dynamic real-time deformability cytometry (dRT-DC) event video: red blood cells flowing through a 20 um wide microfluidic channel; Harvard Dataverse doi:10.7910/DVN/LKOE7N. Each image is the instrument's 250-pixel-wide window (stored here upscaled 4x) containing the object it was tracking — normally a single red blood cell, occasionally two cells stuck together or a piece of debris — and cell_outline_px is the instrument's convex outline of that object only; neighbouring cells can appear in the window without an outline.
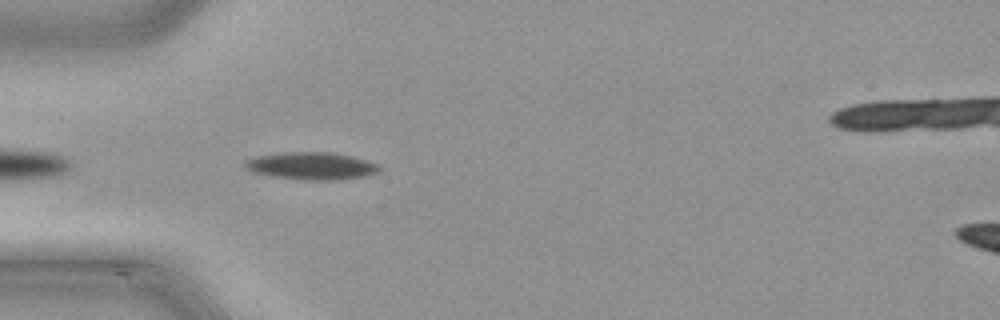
{"species": "common noctule bat (a hibernating species)", "species_latin": "Nyctalus noctula", "temperature_condition": "cold", "stored_images_in_passage": 36, "segment_of_instrument_passage": [1, 2], "camera_frame_rate_fps": 3000, "um_per_image_px": 0.085, "animal": {"sex": "male", "body_mass_g": 21.5, "forearm_length_mm": 52.0}, "frame": {"image": 1, "passage_image": 1, "time_ms": 0.0, "image_size_px": [1000, 320], "cell_outline_px": [[384, 168], [380, 172], [364, 176], [336, 180], [300, 180], [272, 176], [252, 172], [244, 168], [244, 160], [256, 156], [284, 152], [332, 152], [352, 156], [380, 164]], "centroid_in_image_um": [26.49, 14.1], "position_along_channel_um": 58.5, "area_um2": 21.85}}
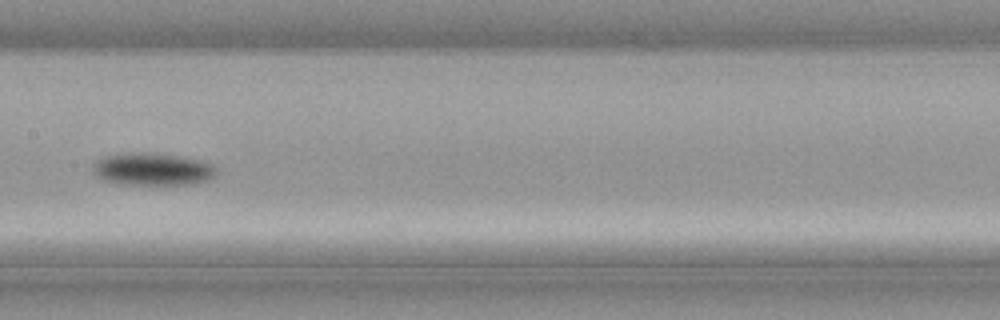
{"frame": {"image": 2, "passage_image": 11, "time_ms": 3.333, "image_size_px": [1000, 320], "cell_outline_px": [[216, 176], [192, 184], [120, 184], [100, 180], [92, 172], [92, 164], [96, 160], [104, 156], [140, 152], [176, 156], [196, 160], [212, 164], [216, 168]], "centroid_in_image_um": [12.88, 14.4], "position_along_channel_um": 194.5, "area_um2": 23.12}}
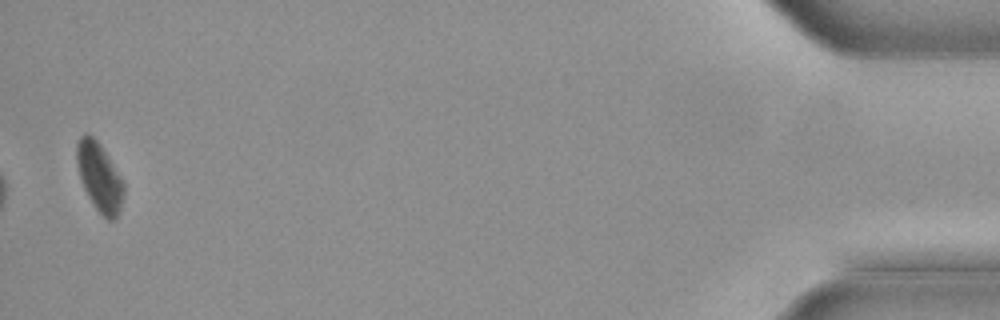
{"frame": {"image": 3, "passage_image": 34, "time_ms": 11.0, "image_size_px": [1000, 320], "cell_outline_px": [[124, 196], [116, 220], [108, 220], [96, 208], [88, 196], [84, 188], [80, 176], [76, 160], [76, 144], [80, 136], [84, 132], [88, 132], [100, 144], [120, 176], [124, 184]], "centroid_in_image_um": [8.45, 15.03], "position_along_channel_um": 426.8, "area_um2": 18.61}}